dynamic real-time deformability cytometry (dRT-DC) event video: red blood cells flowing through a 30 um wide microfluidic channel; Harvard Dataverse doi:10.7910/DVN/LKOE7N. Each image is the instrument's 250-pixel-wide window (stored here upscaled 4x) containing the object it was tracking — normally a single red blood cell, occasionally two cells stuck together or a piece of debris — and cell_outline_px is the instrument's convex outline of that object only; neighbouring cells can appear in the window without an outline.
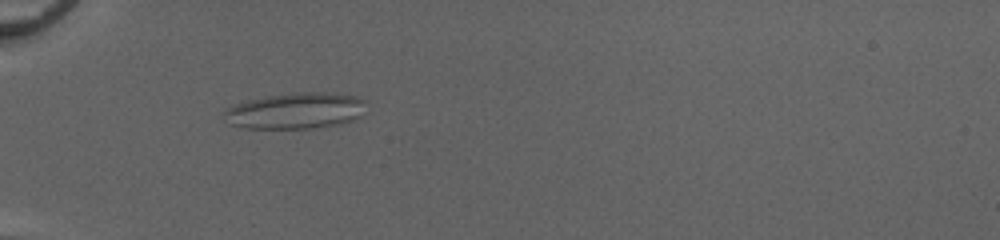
{"species": "common noctule bat (a hibernating species)", "species_latin": "Nyctalus noctula", "temperature_condition": "cold", "stored_images_in_passage": 53, "camera_frame_rate_fps": 3000, "um_per_image_px": 0.085, "animal": {"sex": "female", "body_mass_g": 20.0, "forearm_length_mm": 54.0}, "frame": {"image": 1, "passage_image": 20, "time_ms": 6.333, "image_size_px": [1000, 240], "cell_outline_px": [[368, 100], [360, 116], [352, 120], [340, 124], [312, 128], [244, 128], [228, 124], [224, 112], [224, 108], [232, 104], [248, 100], [268, 96], [292, 92], [324, 92], [360, 96]], "centroid_in_image_um": [25.13, 9.4], "position_along_channel_um": 59.9, "area_um2": 30.23}}
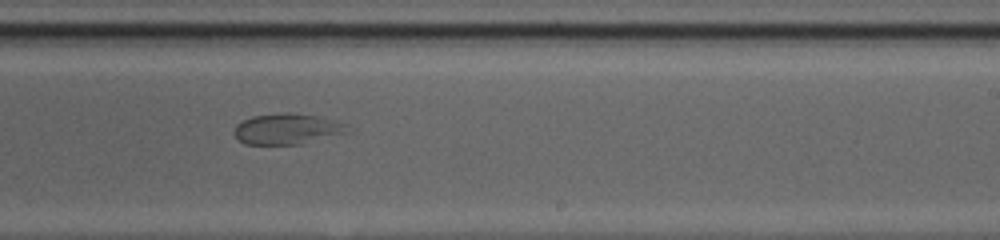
{"frame": {"image": 2, "passage_image": 36, "time_ms": 11.667, "image_size_px": [1000, 240], "cell_outline_px": [[352, 132], [300, 144], [244, 144], [232, 132], [236, 124], [252, 116], [284, 112], [292, 112], [316, 116], [336, 120], [348, 124]], "centroid_in_image_um": [24.46, 10.95], "position_along_channel_um": 264.5, "area_um2": 20.58}}
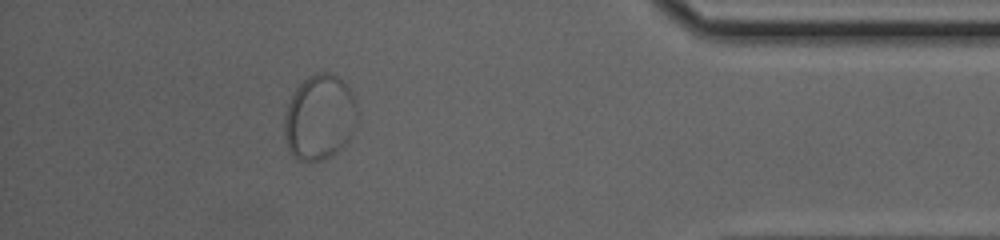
{"frame": {"image": 3, "passage_image": 49, "time_ms": 16.0, "image_size_px": [1000, 240], "cell_outline_px": [[356, 128], [352, 136], [332, 156], [324, 160], [300, 160], [288, 148], [284, 136], [284, 116], [288, 104], [296, 88], [308, 76], [316, 72], [328, 72], [336, 76], [352, 92], [356, 100]], "centroid_in_image_um": [27.17, 9.97], "position_along_channel_um": 408.0, "area_um2": 36.13}}